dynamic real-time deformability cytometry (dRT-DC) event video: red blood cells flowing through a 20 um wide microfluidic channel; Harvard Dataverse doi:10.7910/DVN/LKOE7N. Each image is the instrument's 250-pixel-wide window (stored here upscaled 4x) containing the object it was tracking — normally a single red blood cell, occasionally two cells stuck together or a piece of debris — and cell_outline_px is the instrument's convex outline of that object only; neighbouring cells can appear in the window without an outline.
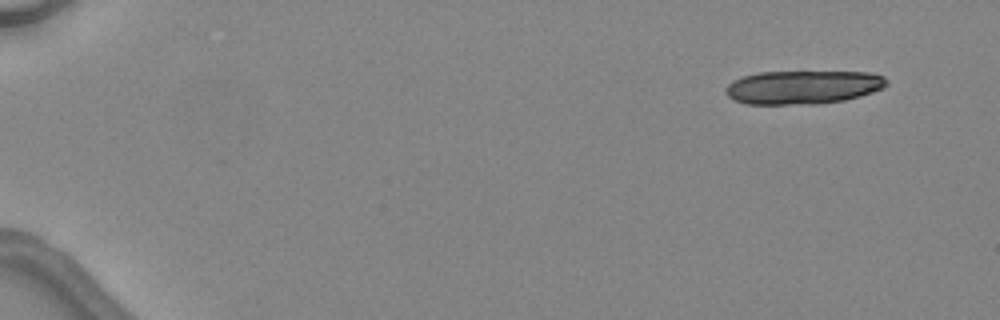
{"species": "common noctule bat (a hibernating species)", "species_latin": "Nyctalus noctula", "temperature_condition": "warm", "stored_images_in_passage": 4, "camera_frame_rate_fps": 3000, "um_per_image_px": 0.085, "animal": {"sex": "female", "body_mass_g": 24.6, "forearm_length_mm": 56.2}, "frame": {"image": 1, "passage_image": 1, "time_ms": 0.0, "image_size_px": [1000, 320], "cell_outline_px": [[888, 84], [884, 88], [860, 96], [844, 100], [820, 104], [744, 104], [728, 96], [724, 92], [724, 88], [732, 80], [744, 76], [760, 72], [868, 72], [884, 76], [888, 80]], "centroid_in_image_um": [68.25, 7.41], "position_along_channel_um": 16.7, "area_um2": 31.67}}